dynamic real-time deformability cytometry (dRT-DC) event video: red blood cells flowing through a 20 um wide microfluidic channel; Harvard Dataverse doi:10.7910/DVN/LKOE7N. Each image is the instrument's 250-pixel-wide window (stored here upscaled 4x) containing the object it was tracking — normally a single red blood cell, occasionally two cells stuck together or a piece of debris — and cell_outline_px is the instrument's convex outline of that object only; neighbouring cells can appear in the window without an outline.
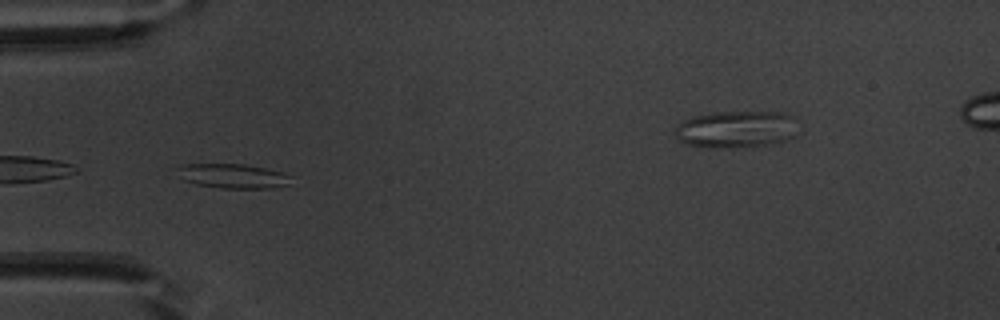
{"species": "common noctule bat (a hibernating species)", "species_latin": "Nyctalus noctula", "temperature_condition": "warm", "stored_images_in_passage": 55, "segment_of_instrument_passage": [1, 2], "camera_frame_rate_fps": 3000, "um_per_image_px": 0.085, "animal": {"sex": "male", "body_mass_g": 20.1, "forearm_length_mm": 53.5}, "frame": {"image": 1, "passage_image": 18, "time_ms": 5.667, "image_size_px": [1000, 320], "cell_outline_px": [[292, 184], [268, 188], [220, 188], [196, 184], [184, 180], [176, 168], [180, 164], [244, 164], [264, 168], [280, 172], [292, 176]], "centroid_in_image_um": [19.81, 14.96], "position_along_channel_um": 65.2, "area_um2": 16.18}}
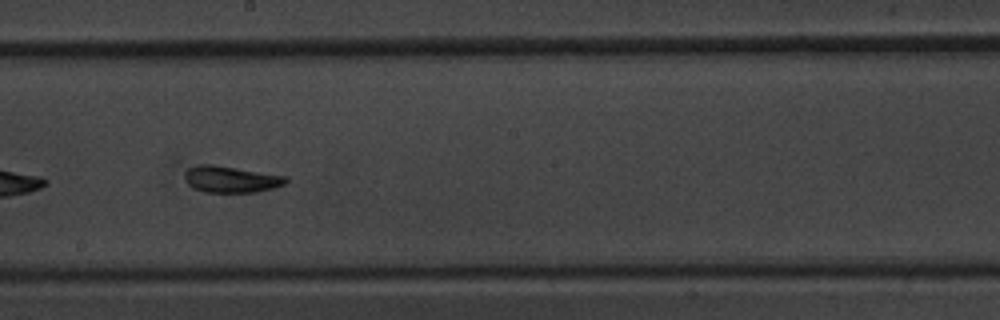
{"frame": {"image": 2, "passage_image": 31, "time_ms": 10.0, "image_size_px": [1000, 320], "cell_outline_px": [[288, 180], [284, 184], [272, 188], [256, 192], [204, 192], [192, 188], [184, 180], [184, 172], [188, 168], [196, 164], [212, 164], [288, 176]], "centroid_in_image_um": [19.58, 15.23], "position_along_channel_um": 228.6, "area_um2": 15.78}}
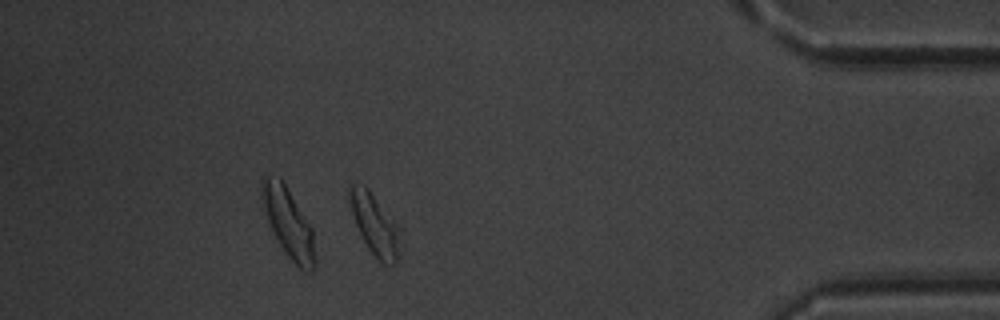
{"frame": {"image": 3, "passage_image": 48, "time_ms": 15.667, "image_size_px": [1000, 320], "cell_outline_px": [[400, 232], [396, 264], [380, 264], [368, 248], [356, 224], [352, 212], [348, 196], [352, 184], [364, 184], [368, 188], [400, 228]], "centroid_in_image_um": [31.86, 19.09], "position_along_channel_um": 403.3, "area_um2": 17.63}}